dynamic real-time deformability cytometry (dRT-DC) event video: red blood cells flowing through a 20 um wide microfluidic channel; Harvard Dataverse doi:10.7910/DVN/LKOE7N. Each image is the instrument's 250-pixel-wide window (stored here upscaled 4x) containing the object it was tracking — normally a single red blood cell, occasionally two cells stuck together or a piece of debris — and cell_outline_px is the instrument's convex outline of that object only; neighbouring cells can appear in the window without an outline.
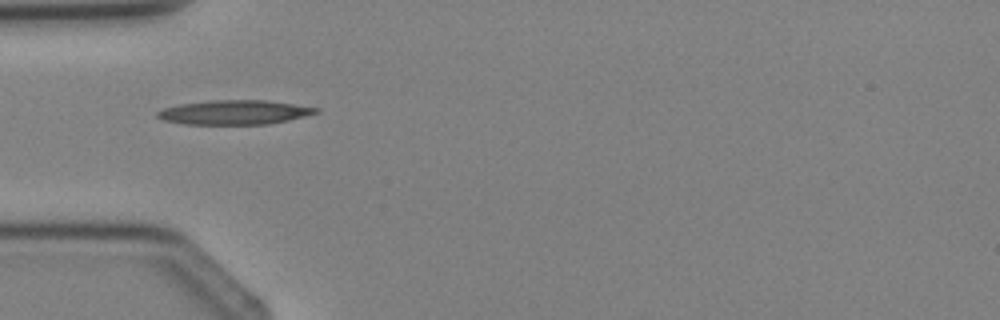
{"species": "Egyptian fruit bat (a non-hibernating species)", "species_latin": "Rousettus aegyptiacus", "temperature_condition": "cold", "stored_images_in_passage": 2, "camera_frame_rate_fps": 3000, "um_per_image_px": 0.085, "animal": {"sex": "female"}, "frame": {"image": 1, "passage_image": 2, "time_ms": 1.0, "image_size_px": [1000, 320], "cell_outline_px": [[320, 112], [288, 120], [268, 124], [184, 124], [164, 120], [156, 116], [156, 112], [164, 108], [180, 104], [212, 100], [268, 100], [320, 108]], "centroid_in_image_um": [19.94, 9.54], "position_along_channel_um": 65.1, "area_um2": 22.43}}